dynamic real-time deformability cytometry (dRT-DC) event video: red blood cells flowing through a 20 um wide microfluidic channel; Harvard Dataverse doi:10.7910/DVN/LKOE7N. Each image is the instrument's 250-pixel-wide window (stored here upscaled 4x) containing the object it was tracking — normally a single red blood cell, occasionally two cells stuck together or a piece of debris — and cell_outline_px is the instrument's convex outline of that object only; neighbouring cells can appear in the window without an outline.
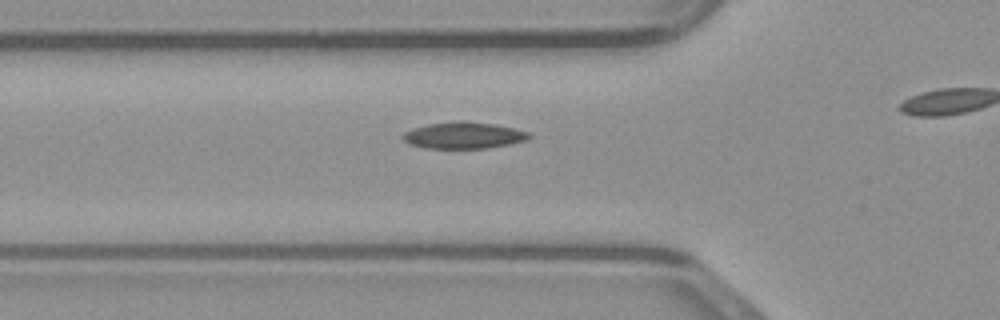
{"species": "common noctule bat (a hibernating species)", "species_latin": "Nyctalus noctula", "temperature_condition": "warm", "stored_images_in_passage": 24, "camera_frame_rate_fps": 3000, "um_per_image_px": 0.085, "animal": {"sex": "male", "body_mass_g": 23.1, "forearm_length_mm": 52.7}, "frame": {"image": 1, "passage_image": 2, "time_ms": 0.333, "image_size_px": [1000, 320], "cell_outline_px": [[532, 136], [528, 140], [508, 144], [484, 148], [424, 148], [408, 144], [400, 136], [404, 132], [412, 128], [428, 124], [496, 124], [528, 132]], "centroid_in_image_um": [39.38, 11.55], "position_along_channel_um": 86.4, "area_um2": 18.61}}
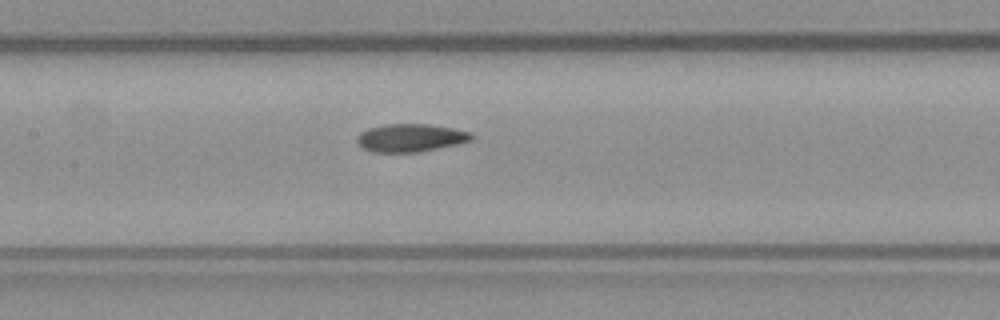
{"frame": {"image": 2, "passage_image": 8, "time_ms": 2.333, "image_size_px": [1000, 320], "cell_outline_px": [[476, 136], [472, 140], [456, 144], [420, 152], [372, 152], [364, 148], [356, 140], [356, 136], [360, 132], [368, 128], [384, 124], [428, 124], [452, 128], [472, 132]], "centroid_in_image_um": [34.91, 11.71], "position_along_channel_um": 172.5, "area_um2": 18.73}}
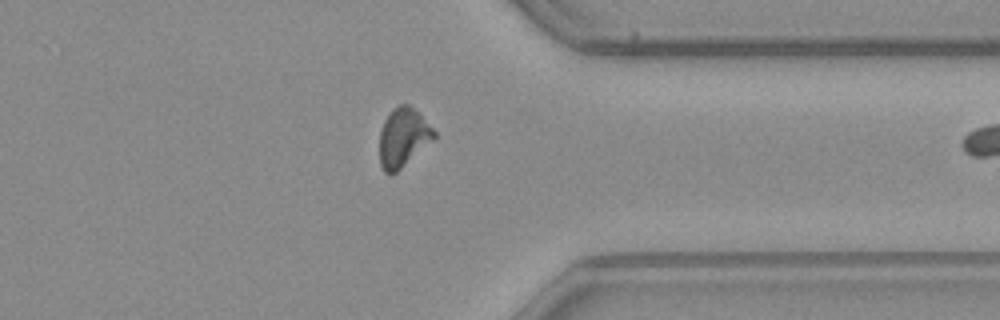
{"frame": {"image": 3, "passage_image": 23, "time_ms": 7.333, "image_size_px": [1000, 320], "cell_outline_px": [[436, 136], [432, 140], [392, 176], [388, 176], [384, 172], [380, 164], [380, 132], [384, 120], [392, 108], [400, 104], [408, 104], [420, 112], [436, 132]], "centroid_in_image_um": [34.25, 11.68], "position_along_channel_um": 377.1, "area_um2": 18.79}}